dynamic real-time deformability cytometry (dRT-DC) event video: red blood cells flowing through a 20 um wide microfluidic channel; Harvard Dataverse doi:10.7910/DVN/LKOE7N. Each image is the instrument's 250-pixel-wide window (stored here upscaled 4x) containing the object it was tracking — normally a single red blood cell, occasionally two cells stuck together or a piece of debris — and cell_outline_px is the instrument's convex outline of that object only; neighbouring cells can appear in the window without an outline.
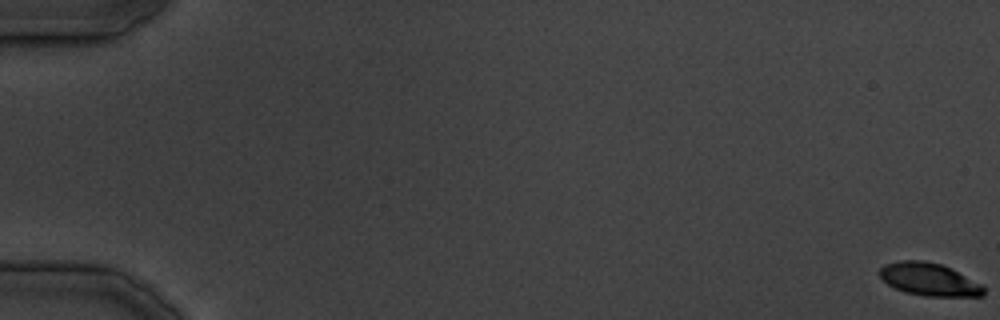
{"species": "common noctule bat (a hibernating species)", "species_latin": "Nyctalus noctula", "temperature_condition": "cold", "stored_images_in_passage": 38, "camera_frame_rate_fps": 3000, "um_per_image_px": 0.085, "animal": {"sex": "male", "body_mass_g": 19.5, "forearm_length_mm": 54.6}, "frame": {"image": 1, "passage_image": 1, "time_ms": 0.0, "image_size_px": [1000, 320], "cell_outline_px": [[984, 296], [924, 296], [904, 292], [888, 284], [880, 276], [880, 268], [884, 264], [900, 260], [924, 260], [940, 264], [952, 268], [980, 284], [984, 288]], "centroid_in_image_um": [78.96, 23.74], "position_along_channel_um": 6.0, "area_um2": 19.77}}
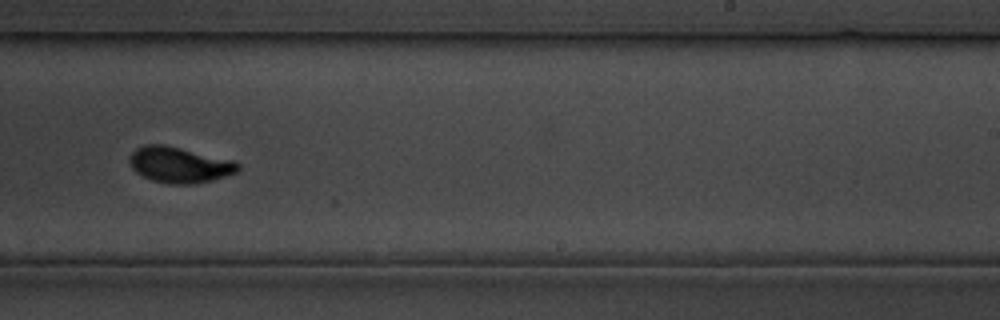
{"frame": {"image": 2, "passage_image": 25, "time_ms": 30.333, "image_size_px": [1000, 320], "cell_outline_px": [[240, 168], [236, 172], [212, 180], [196, 184], [168, 184], [152, 180], [136, 172], [132, 168], [128, 160], [128, 156], [136, 148], [144, 144], [164, 144], [236, 160], [240, 164]], "centroid_in_image_um": [15.25, 14.0], "position_along_channel_um": 273.7, "area_um2": 22.95}}
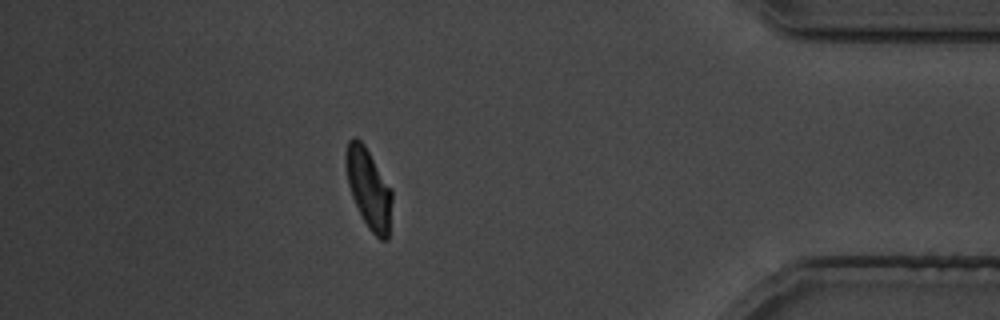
{"frame": {"image": 3, "passage_image": 34, "time_ms": 41.667, "image_size_px": [1000, 320], "cell_outline_px": [[392, 200], [388, 240], [380, 240], [368, 228], [352, 196], [348, 184], [344, 164], [344, 152], [348, 140], [352, 136], [356, 136], [364, 144], [392, 188]], "centroid_in_image_um": [31.33, 15.96], "position_along_channel_um": 403.9, "area_um2": 21.73}}